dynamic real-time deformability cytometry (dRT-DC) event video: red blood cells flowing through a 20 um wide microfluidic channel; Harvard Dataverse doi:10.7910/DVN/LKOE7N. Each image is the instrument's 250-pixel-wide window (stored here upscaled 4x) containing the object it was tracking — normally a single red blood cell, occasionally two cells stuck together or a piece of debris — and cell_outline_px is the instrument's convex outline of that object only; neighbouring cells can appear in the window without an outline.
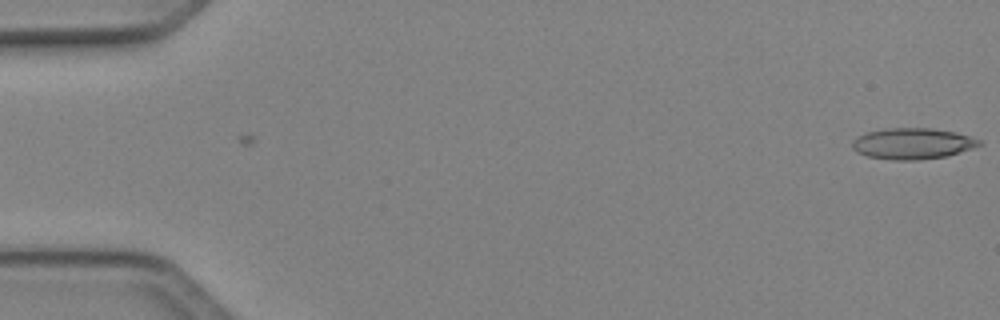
{"species": "Egyptian fruit bat (a non-hibernating species)", "species_latin": "Rousettus aegyptiacus", "temperature_condition": "cold", "stored_images_in_passage": 6, "camera_frame_rate_fps": 3000, "um_per_image_px": 0.085, "animal": {"sex": "female"}, "frame": {"image": 1, "passage_image": 6, "time_ms": 1.667, "image_size_px": [1000, 320], "cell_outline_px": [[984, 144], [972, 148], [944, 156], [920, 160], [892, 160], [868, 156], [856, 152], [852, 148], [852, 140], [868, 132], [888, 128], [932, 128], [972, 136], [980, 140]], "centroid_in_image_um": [77.57, 12.2], "position_along_channel_um": 7.4, "area_um2": 22.83}}